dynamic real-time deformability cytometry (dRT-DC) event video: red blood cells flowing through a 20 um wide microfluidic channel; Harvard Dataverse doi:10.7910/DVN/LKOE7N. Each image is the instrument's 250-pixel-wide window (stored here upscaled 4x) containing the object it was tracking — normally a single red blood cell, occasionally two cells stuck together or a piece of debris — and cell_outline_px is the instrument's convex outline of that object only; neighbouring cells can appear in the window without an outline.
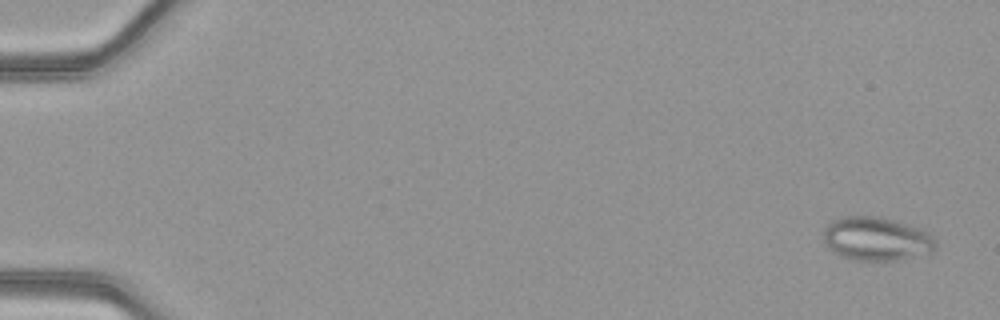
{"species": "common noctule bat (a hibernating species)", "species_latin": "Nyctalus noctula", "temperature_condition": "warm", "stored_images_in_passage": 50, "camera_frame_rate_fps": 3000, "um_per_image_px": 0.085, "animal": {"sex": "female", "body_mass_g": 21.9}, "frame": {"image": 1, "passage_image": 2, "time_ms": 0.333, "image_size_px": [1000, 320], "cell_outline_px": [[936, 248], [932, 252], [896, 260], [856, 260], [844, 256], [828, 248], [824, 240], [824, 228], [832, 220], [844, 216], [880, 216], [908, 224], [920, 228], [928, 232], [936, 240]], "centroid_in_image_um": [74.52, 20.28], "position_along_channel_um": 10.5, "area_um2": 28.44}}
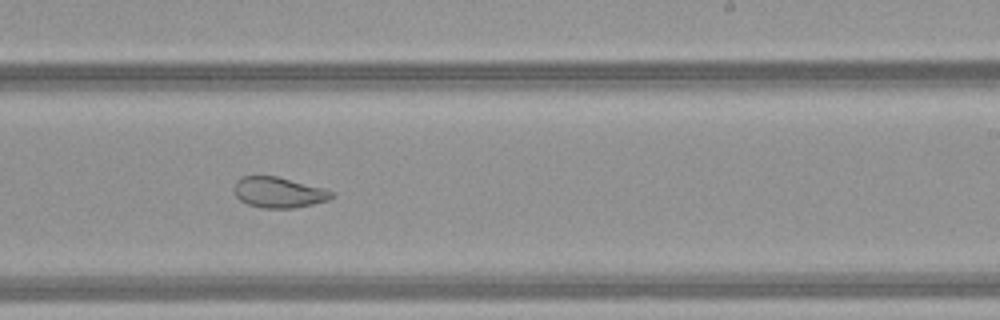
{"frame": {"image": 2, "passage_image": 32, "time_ms": 10.333, "image_size_px": [1000, 320], "cell_outline_px": [[336, 196], [328, 200], [296, 208], [264, 208], [248, 204], [240, 200], [236, 196], [236, 180], [240, 176], [276, 176], [324, 188], [336, 192]], "centroid_in_image_um": [23.74, 16.35], "position_along_channel_um": 265.3, "area_um2": 17.4}}
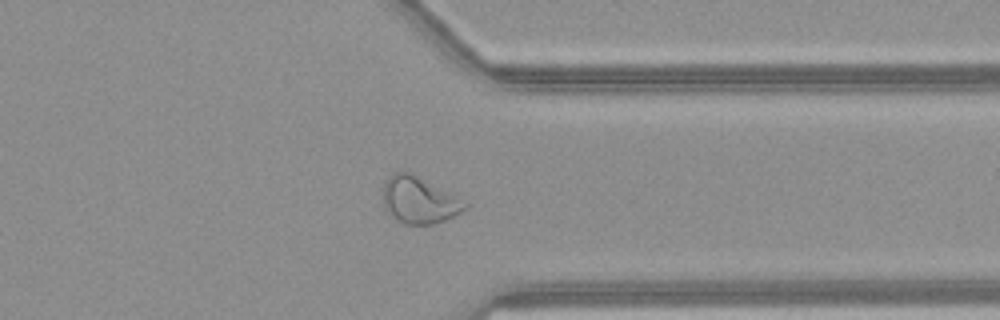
{"frame": {"image": 3, "passage_image": 40, "time_ms": 13.0, "image_size_px": [1000, 320], "cell_outline_px": [[468, 208], [444, 220], [432, 224], [404, 224], [396, 220], [384, 208], [380, 192], [388, 176], [392, 172], [400, 168], [456, 196], [468, 204]], "centroid_in_image_um": [35.53, 16.99], "position_along_channel_um": 375.9, "area_um2": 22.37}, "authors_computed_cell_mechanics": {"area_um2": 25.6921, "velocity_mm_per_s": 4.2001, "shape_relaxation_time_tau1_ms": null, "shape_relaxation_time_tau2_ms": 1.4103, "deformation_change_tau1": null, "deformation_change_tau2": 0.0749}}